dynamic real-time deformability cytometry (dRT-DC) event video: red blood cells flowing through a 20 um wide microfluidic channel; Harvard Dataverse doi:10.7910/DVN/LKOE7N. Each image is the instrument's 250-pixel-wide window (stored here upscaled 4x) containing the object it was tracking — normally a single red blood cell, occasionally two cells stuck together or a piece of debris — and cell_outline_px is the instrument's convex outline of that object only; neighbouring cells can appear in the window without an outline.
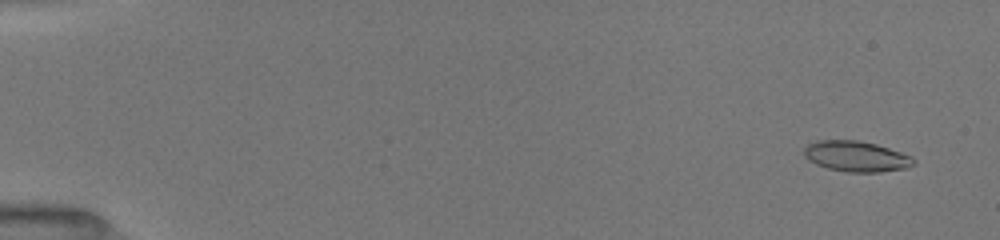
{"species": "common noctule bat (a hibernating species)", "species_latin": "Nyctalus noctula", "temperature_condition": "room temperature", "stored_images_in_passage": 52, "camera_frame_rate_fps": 3000, "um_per_image_px": 0.085, "animal": {"sex": "female", "body_mass_g": 19.5, "forearm_length_mm": 54.1}, "frame": {"image": 1, "passage_image": 3, "time_ms": 0.667, "image_size_px": [1000, 240], "cell_outline_px": [[916, 164], [904, 168], [880, 172], [848, 172], [828, 168], [816, 164], [808, 160], [804, 156], [804, 148], [808, 144], [816, 140], [856, 140], [876, 144], [912, 156], [916, 160]], "centroid_in_image_um": [72.77, 13.29], "position_along_channel_um": 12.2, "area_um2": 19.54}}
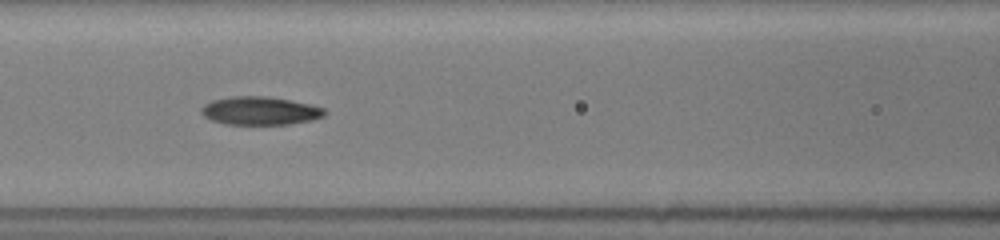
{"frame": {"image": 2, "passage_image": 24, "time_ms": 7.667, "image_size_px": [1000, 240], "cell_outline_px": [[328, 112], [324, 116], [312, 120], [288, 124], [224, 124], [212, 120], [204, 116], [200, 112], [200, 108], [204, 104], [212, 100], [228, 96], [268, 96], [312, 104], [324, 108]], "centroid_in_image_um": [22.11, 9.4], "position_along_channel_um": 144.5, "area_um2": 20.52}}
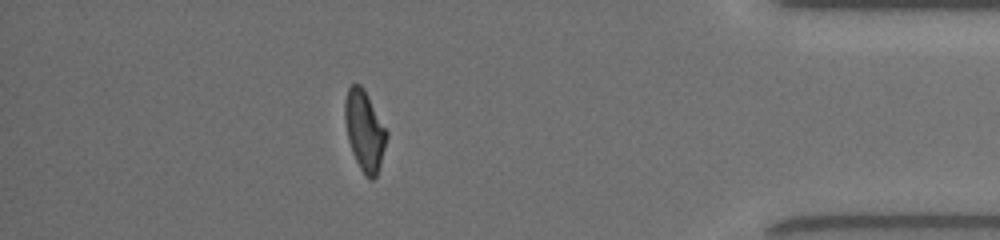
{"frame": {"image": 3, "passage_image": 46, "time_ms": 15.0, "image_size_px": [1000, 240], "cell_outline_px": [[388, 136], [380, 164], [376, 176], [372, 180], [368, 180], [364, 176], [352, 152], [348, 140], [344, 120], [344, 100], [348, 88], [352, 84], [360, 84], [364, 88], [388, 132]], "centroid_in_image_um": [30.97, 11.1], "position_along_channel_um": 404.2, "area_um2": 19.65}, "authors_computed_cell_mechanics": {"area_um2": 19.7098, "velocity_mm_per_s": 4.0295, "shape_relaxation_time_tau1_ms": 4.4622, "shape_relaxation_time_tau2_ms": 2.134, "deformation_change_tau1": 0.1589, "deformation_change_tau2": 0.0875}}